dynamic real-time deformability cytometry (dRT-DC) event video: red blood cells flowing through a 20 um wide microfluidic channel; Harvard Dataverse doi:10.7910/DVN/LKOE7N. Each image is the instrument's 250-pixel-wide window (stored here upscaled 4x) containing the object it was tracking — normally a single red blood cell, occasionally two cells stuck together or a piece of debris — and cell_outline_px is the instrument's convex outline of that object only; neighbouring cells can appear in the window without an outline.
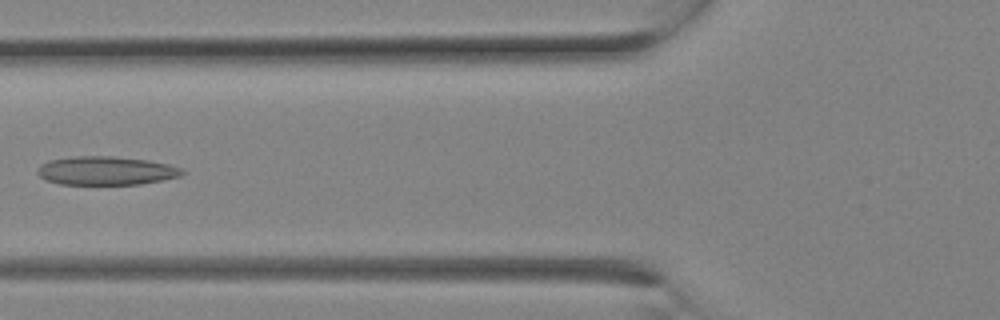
{"species": "Egyptian fruit bat (a non-hibernating species)", "species_latin": "Rousettus aegyptiacus", "temperature_condition": "room temperature", "stored_images_in_passage": 10, "camera_frame_rate_fps": 3000, "um_per_image_px": 0.085, "animal": {"sex": "female"}, "frame": {"image": 1, "passage_image": 6, "time_ms": 1.667, "image_size_px": [1000, 320], "cell_outline_px": [[184, 172], [180, 176], [140, 184], [60, 184], [44, 180], [36, 172], [36, 168], [40, 164], [48, 160], [72, 156], [112, 156], [148, 160], [168, 164], [184, 168]], "centroid_in_image_um": [8.96, 14.5], "position_along_channel_um": 116.8, "area_um2": 24.28}}
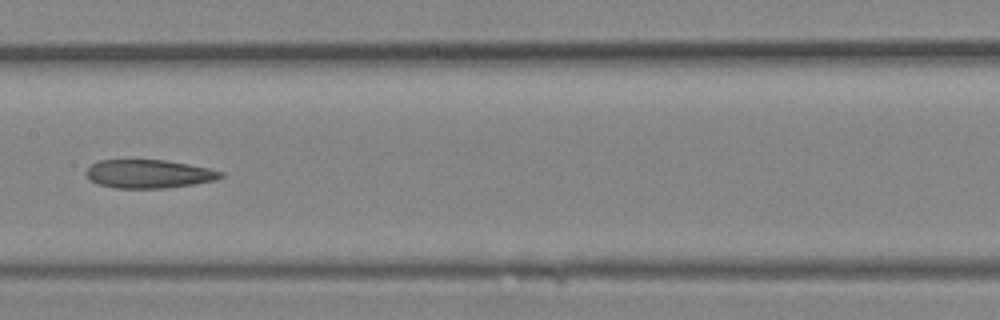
{"frame": {"image": 2, "passage_image": 9, "time_ms": 2.667, "image_size_px": [1000, 320], "cell_outline_px": [[224, 176], [216, 180], [168, 188], [116, 188], [100, 184], [92, 180], [84, 172], [92, 164], [100, 160], [168, 160], [208, 168], [224, 172]], "centroid_in_image_um": [12.68, 14.78], "position_along_channel_um": 194.7, "area_um2": 22.2}}